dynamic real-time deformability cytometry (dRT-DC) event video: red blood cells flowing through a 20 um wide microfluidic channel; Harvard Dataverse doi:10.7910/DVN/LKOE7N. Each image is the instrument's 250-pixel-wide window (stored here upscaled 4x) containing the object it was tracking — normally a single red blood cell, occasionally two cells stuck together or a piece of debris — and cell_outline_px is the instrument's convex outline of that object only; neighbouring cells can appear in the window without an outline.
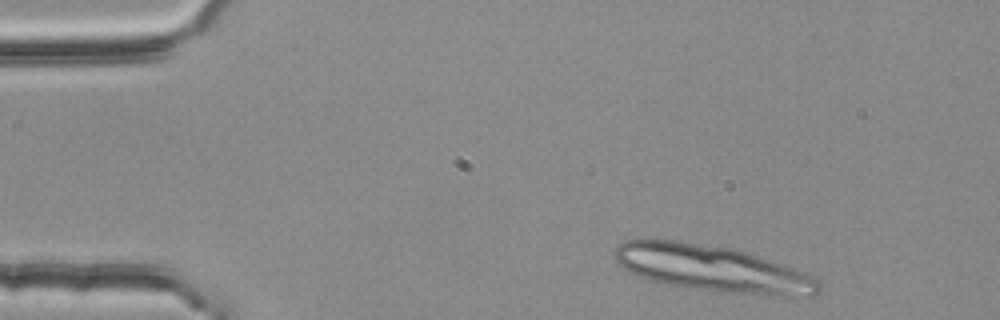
{"species": "common noctule bat (a hibernating species)", "species_latin": "Nyctalus noctula", "temperature_condition": "room temperature", "stored_images_in_passage": 10, "camera_frame_rate_fps": 3000, "um_per_image_px": 0.085, "animal": {"sex": "female", "body_mass_g": 25.1}, "frame": {"image": 1, "passage_image": 2, "time_ms": 0.333, "image_size_px": [1000, 320], "cell_outline_px": [[820, 292], [816, 296], [788, 296], [720, 292], [668, 284], [648, 280], [624, 268], [616, 260], [612, 252], [616, 244], [628, 240], [676, 240], [732, 248], [804, 272], [820, 280]], "centroid_in_image_um": [60.55, 22.83], "position_along_channel_um": 24.5, "area_um2": 54.68}}